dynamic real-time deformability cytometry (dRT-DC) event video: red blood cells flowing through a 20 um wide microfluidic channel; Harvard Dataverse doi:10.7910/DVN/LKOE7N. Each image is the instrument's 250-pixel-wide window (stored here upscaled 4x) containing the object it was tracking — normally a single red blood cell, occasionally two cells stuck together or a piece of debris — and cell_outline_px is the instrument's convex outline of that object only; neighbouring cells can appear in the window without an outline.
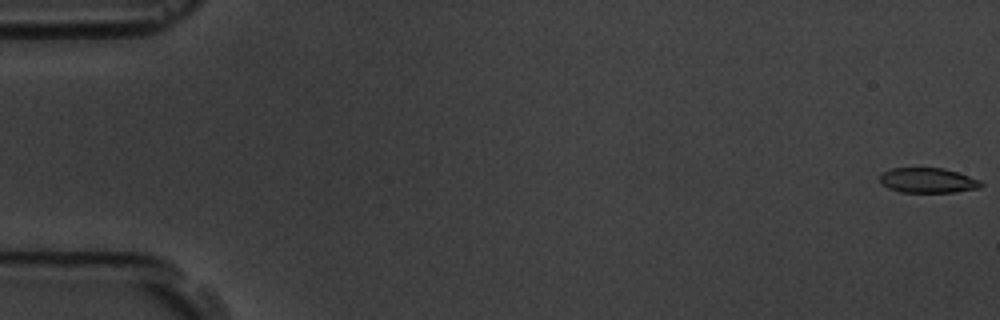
{"species": "common noctule bat (a hibernating species)", "species_latin": "Nyctalus noctula", "temperature_condition": "room temperature", "stored_images_in_passage": 8, "camera_frame_rate_fps": 3000, "um_per_image_px": 0.085, "animal": {"sex": "male", "body_mass_g": 19.5, "forearm_length_mm": 54.6}, "frame": {"image": 1, "passage_image": 1, "time_ms": 0.0, "image_size_px": [1000, 320], "cell_outline_px": [[984, 184], [980, 188], [952, 192], [900, 192], [888, 188], [880, 180], [880, 172], [892, 168], [944, 168], [980, 180]], "centroid_in_image_um": [78.86, 15.33], "position_along_channel_um": 6.1, "area_um2": 14.68}}
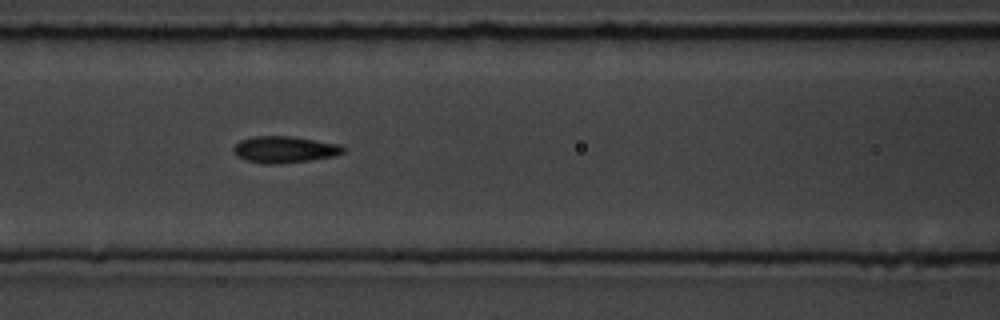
{"frame": {"image": 2, "passage_image": 7, "time_ms": 8.0, "image_size_px": [1000, 320], "cell_outline_px": [[344, 152], [336, 156], [312, 160], [276, 164], [264, 164], [244, 160], [236, 156], [232, 152], [232, 148], [240, 140], [252, 136], [292, 136], [340, 144], [344, 148]], "centroid_in_image_um": [24.16, 12.71], "position_along_channel_um": 142.4, "area_um2": 17.28}}
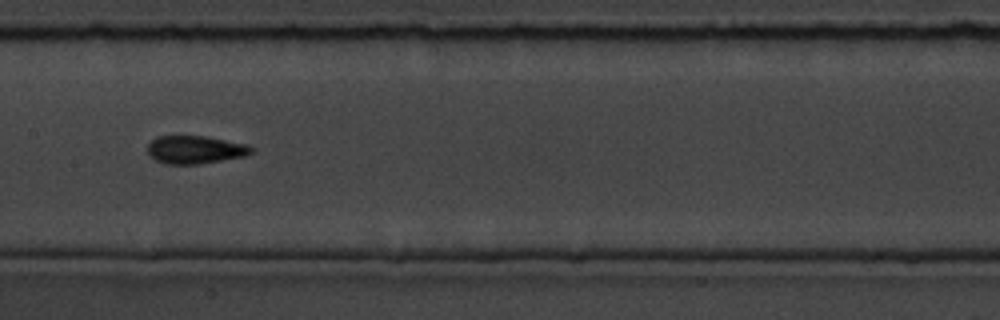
{"frame": {"image": 3, "passage_image": 8, "time_ms": 9.333, "image_size_px": [1000, 320], "cell_outline_px": [[252, 152], [244, 156], [200, 164], [164, 164], [156, 160], [148, 152], [148, 144], [156, 136], [208, 136], [248, 144], [252, 148]], "centroid_in_image_um": [16.59, 12.71], "position_along_channel_um": 190.8, "area_um2": 16.94}}